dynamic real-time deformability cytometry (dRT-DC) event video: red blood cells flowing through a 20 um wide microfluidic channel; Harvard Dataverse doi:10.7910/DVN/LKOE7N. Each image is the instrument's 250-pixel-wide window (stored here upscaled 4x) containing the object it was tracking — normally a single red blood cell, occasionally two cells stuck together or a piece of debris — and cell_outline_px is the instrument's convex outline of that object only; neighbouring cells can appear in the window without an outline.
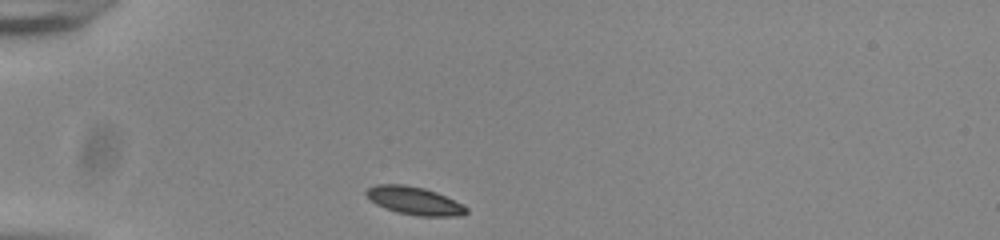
{"species": "common noctule bat (a hibernating species)", "species_latin": "Nyctalus noctula", "temperature_condition": "room temperature", "stored_images_in_passage": 32, "camera_frame_rate_fps": 3000, "um_per_image_px": 0.085, "animal": {"sex": "male", "body_mass_g": 20.0, "forearm_length_mm": 53.3}, "frame": {"image": 1, "passage_image": 1, "time_ms": 0.0, "image_size_px": [1000, 240], "cell_outline_px": [[468, 212], [460, 216], [416, 216], [396, 212], [384, 208], [376, 204], [364, 192], [368, 188], [376, 184], [404, 184], [424, 188], [436, 192], [468, 208]], "centroid_in_image_um": [35.2, 17.07], "position_along_channel_um": 49.8, "area_um2": 16.18}}
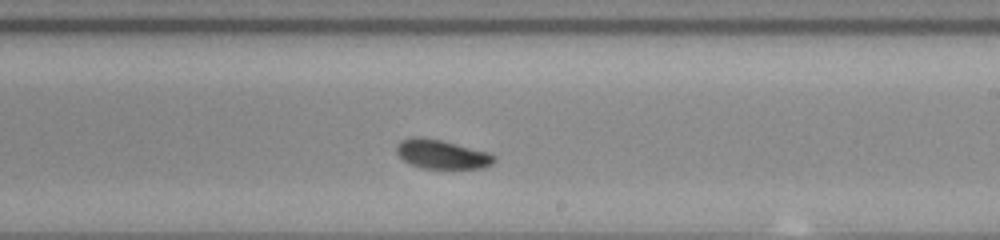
{"frame": {"image": 2, "passage_image": 19, "time_ms": 6.0, "image_size_px": [1000, 240], "cell_outline_px": [[496, 160], [492, 164], [484, 168], [424, 168], [412, 164], [404, 160], [396, 152], [396, 144], [400, 140], [412, 136], [420, 136], [440, 140], [488, 152], [496, 156]], "centroid_in_image_um": [37.55, 13.1], "position_along_channel_um": 251.5, "area_um2": 16.47}}
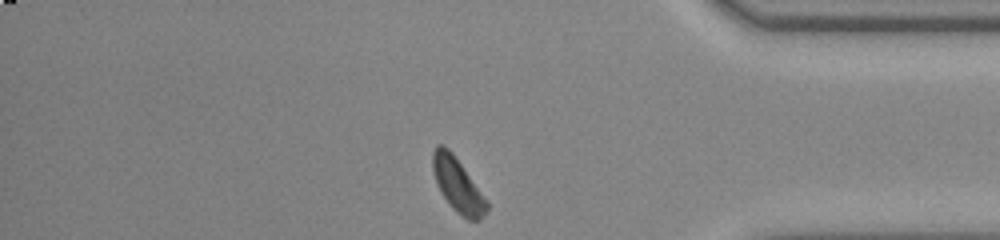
{"frame": {"image": 3, "passage_image": 32, "time_ms": 10.333, "image_size_px": [1000, 240], "cell_outline_px": [[488, 208], [484, 216], [480, 220], [468, 220], [456, 212], [448, 204], [440, 192], [436, 184], [432, 168], [432, 152], [436, 144], [444, 144], [452, 152], [488, 204]], "centroid_in_image_um": [38.84, 15.72], "position_along_channel_um": 396.4, "area_um2": 16.76}, "authors_computed_cell_mechanics": {"area_um2": 16.473, "velocity_mm_per_s": 3.7935, "shape_relaxation_time_tau1_ms": 1.3284, "shape_relaxation_time_tau2_ms": null, "deformation_change_tau1": 0.0746, "deformation_change_tau2": null}}